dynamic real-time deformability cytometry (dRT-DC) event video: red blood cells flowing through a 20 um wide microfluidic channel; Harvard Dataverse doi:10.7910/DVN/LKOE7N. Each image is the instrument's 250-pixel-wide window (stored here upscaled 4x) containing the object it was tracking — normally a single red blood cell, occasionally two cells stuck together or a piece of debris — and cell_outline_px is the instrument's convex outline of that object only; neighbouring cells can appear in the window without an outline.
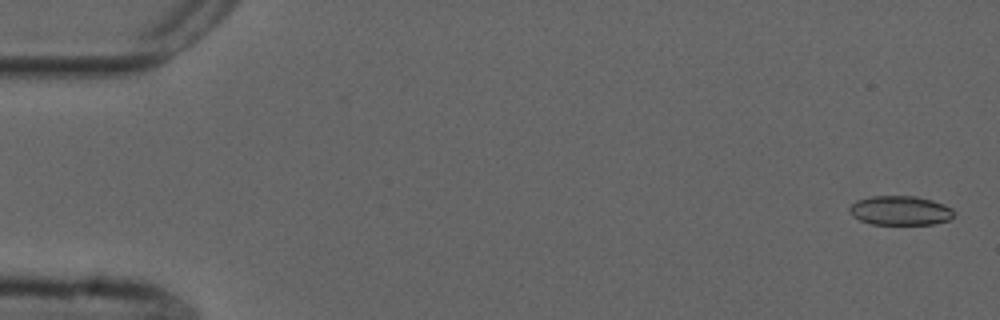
{"species": "common noctule bat (a hibernating species)", "species_latin": "Nyctalus noctula", "temperature_condition": "cold", "stored_images_in_passage": 55, "camera_frame_rate_fps": 3000, "um_per_image_px": 0.085, "animal": {"sex": "male", "forearm_length_mm": 52.5}, "frame": {"image": 1, "passage_image": 2, "time_ms": 0.333, "image_size_px": [1000, 320], "cell_outline_px": [[956, 212], [948, 220], [932, 224], [872, 224], [860, 220], [852, 216], [848, 212], [848, 208], [856, 200], [872, 196], [916, 196], [932, 200], [944, 204], [952, 208]], "centroid_in_image_um": [76.5, 17.89], "position_along_channel_um": 8.5, "area_um2": 17.92}}
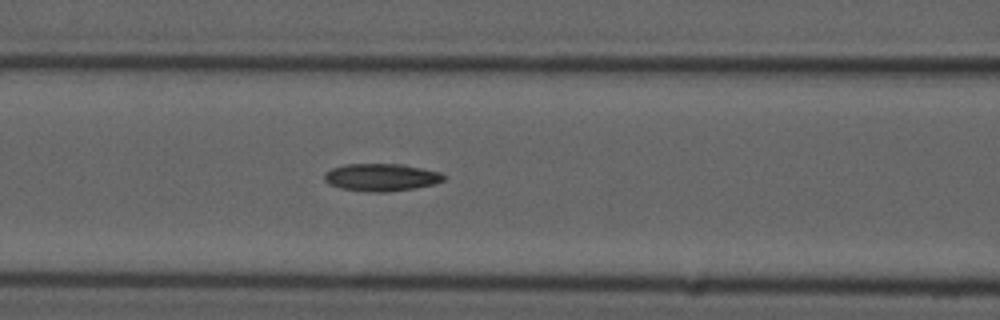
{"frame": {"image": 2, "passage_image": 23, "time_ms": 7.333, "image_size_px": [1000, 320], "cell_outline_px": [[444, 180], [436, 184], [412, 188], [384, 192], [368, 192], [340, 188], [328, 184], [324, 180], [324, 172], [332, 168], [344, 164], [404, 164], [440, 172], [444, 176]], "centroid_in_image_um": [32.37, 15.07], "position_along_channel_um": 134.2, "area_um2": 19.19}}
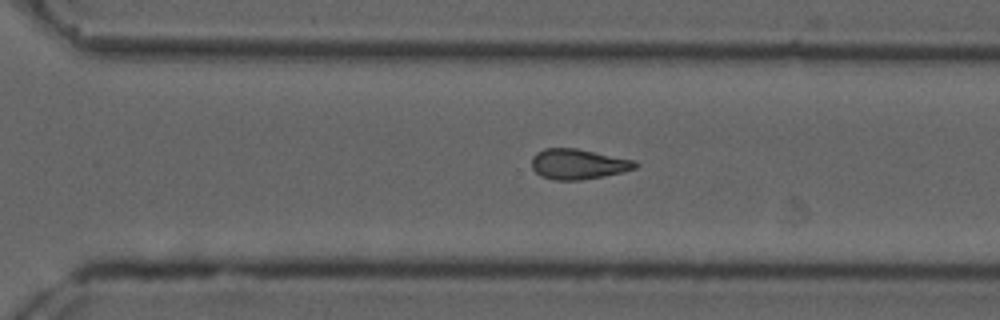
{"frame": {"image": 3, "passage_image": 38, "time_ms": 12.333, "image_size_px": [1000, 320], "cell_outline_px": [[640, 164], [636, 168], [624, 172], [604, 176], [580, 180], [552, 180], [540, 176], [532, 168], [532, 156], [536, 152], [544, 148], [576, 148], [636, 160]], "centroid_in_image_um": [49.16, 13.95], "position_along_channel_um": 321.4, "area_um2": 18.55}, "authors_computed_cell_mechanics": {"area_um2": 18.4382, "velocity_mm_per_s": 3.7589, "shape_relaxation_time_tau1_ms": null, "shape_relaxation_time_tau2_ms": 9.6189, "deformation_change_tau1": null, "deformation_change_tau2": 0.2122}}